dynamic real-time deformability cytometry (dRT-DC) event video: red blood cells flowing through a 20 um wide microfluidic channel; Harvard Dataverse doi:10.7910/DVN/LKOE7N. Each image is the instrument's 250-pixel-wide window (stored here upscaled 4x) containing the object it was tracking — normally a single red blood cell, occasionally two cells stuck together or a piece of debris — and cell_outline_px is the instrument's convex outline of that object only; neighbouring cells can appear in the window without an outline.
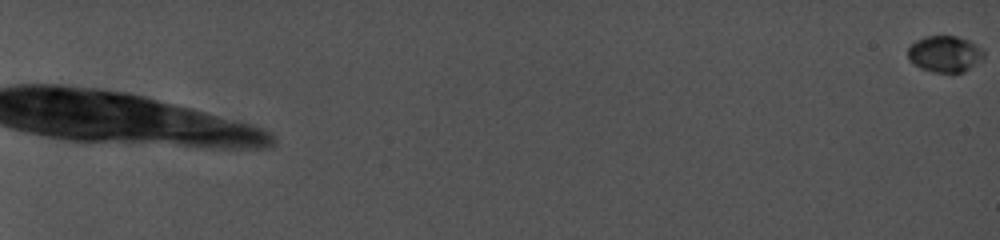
{"species": "common noctule bat (a hibernating species)", "species_latin": "Nyctalus noctula", "temperature_condition": "cold", "stored_images_in_passage": 20, "camera_frame_rate_fps": 5000, "um_per_image_px": 0.085, "animal": {"sex": "female", "body_mass_g": 19.0, "forearm_length_mm": 56.7}, "frame": {"image": 1, "passage_image": 1, "time_ms": 0.0, "image_size_px": [1000, 240], "cell_outline_px": [[984, 56], [964, 72], [936, 72], [924, 68], [916, 64], [908, 56], [908, 48], [916, 40], [928, 36], [956, 36], [968, 40], [980, 48], [984, 52]], "centroid_in_image_um": [80.31, 4.56], "position_along_channel_um": 4.7, "area_um2": 15.49}}
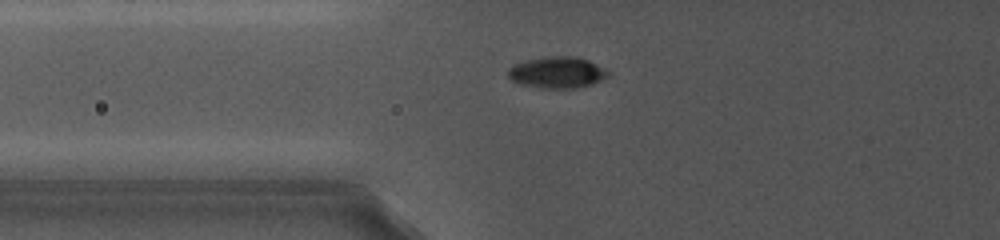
{"frame": {"image": 2, "passage_image": 11, "time_ms": 10.2, "image_size_px": [1000, 240], "cell_outline_px": [[608, 76], [604, 80], [592, 84], [576, 88], [540, 88], [516, 84], [508, 76], [508, 68], [512, 64], [528, 60], [552, 56], [568, 56], [588, 60], [608, 72]], "centroid_in_image_um": [47.3, 6.18], "position_along_channel_um": 78.5, "area_um2": 18.21}}
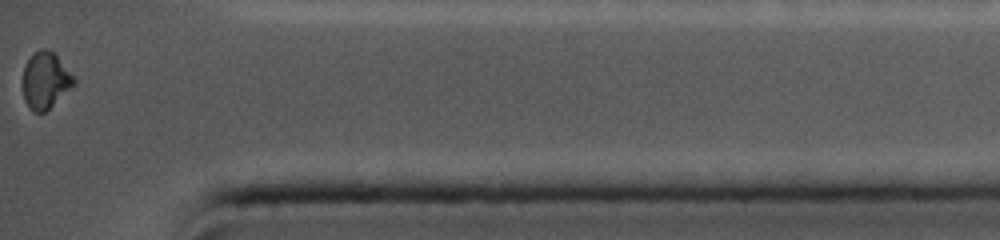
{"frame": {"image": 3, "passage_image": 20, "time_ms": 19.6, "image_size_px": [1000, 240], "cell_outline_px": [[76, 84], [44, 112], [36, 112], [24, 100], [24, 64], [40, 48], [48, 48], [56, 56], [76, 80]], "centroid_in_image_um": [3.87, 6.82], "position_along_channel_um": 431.3, "area_um2": 16.24}, "authors_computed_cell_mechanics": {"area_um2": 16.3863, "velocity_mm_per_s": 3.8965, "shape_relaxation_time_tau1_ms": 1.9652, "shape_relaxation_time_tau2_ms": null, "deformation_change_tau1": 0.0867, "deformation_change_tau2": null}}